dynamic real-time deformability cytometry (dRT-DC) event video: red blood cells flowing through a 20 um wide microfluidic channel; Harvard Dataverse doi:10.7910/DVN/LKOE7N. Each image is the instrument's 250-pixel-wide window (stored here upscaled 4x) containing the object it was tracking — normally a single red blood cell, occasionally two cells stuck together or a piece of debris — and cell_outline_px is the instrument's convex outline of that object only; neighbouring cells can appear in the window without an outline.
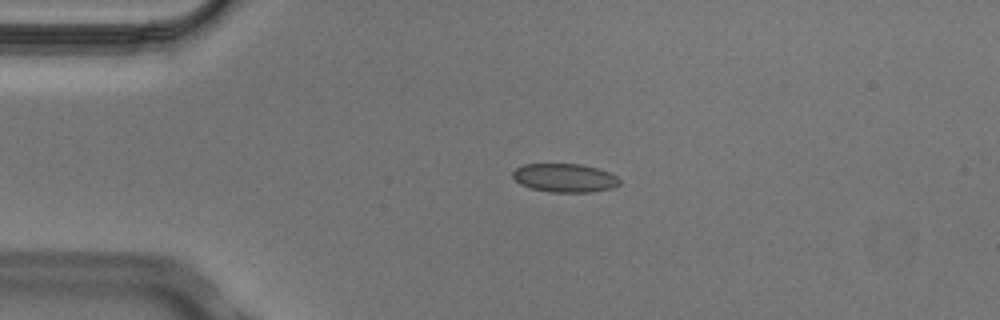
{"species": "Egyptian fruit bat (a non-hibernating species)", "species_latin": "Rousettus aegyptiacus", "temperature_condition": "cold", "stored_images_in_passage": 4, "camera_frame_rate_fps": 3000, "um_per_image_px": 0.085, "animal": {"sex": "male"}, "frame": {"image": 1, "passage_image": 3, "time_ms": 0.667, "image_size_px": [1000, 320], "cell_outline_px": [[620, 184], [612, 188], [588, 192], [552, 192], [532, 188], [520, 184], [512, 176], [512, 172], [516, 168], [524, 164], [580, 164], [596, 168], [608, 172], [616, 176], [620, 180]], "centroid_in_image_um": [47.99, 15.12], "position_along_channel_um": 37.0, "area_um2": 17.63}}